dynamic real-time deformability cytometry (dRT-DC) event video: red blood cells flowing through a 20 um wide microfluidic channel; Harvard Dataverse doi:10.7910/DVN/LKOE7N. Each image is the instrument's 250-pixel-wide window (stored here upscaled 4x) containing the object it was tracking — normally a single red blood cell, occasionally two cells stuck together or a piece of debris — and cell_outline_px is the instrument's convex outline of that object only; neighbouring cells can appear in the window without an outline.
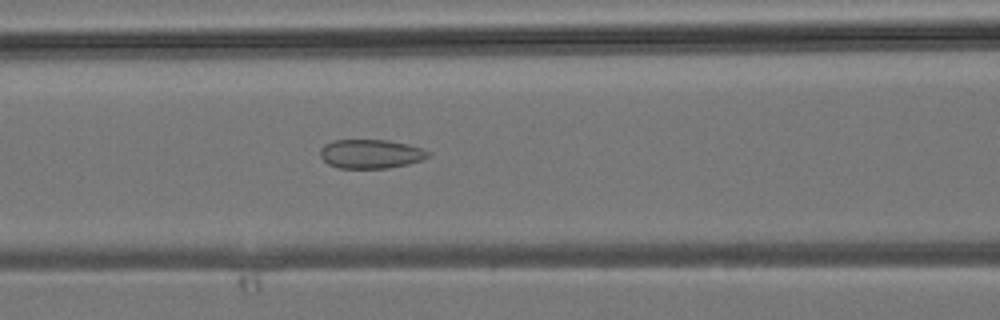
{"species": "common noctule bat (a hibernating species)", "species_latin": "Nyctalus noctula", "temperature_condition": "room temperature", "stored_images_in_passage": 33, "camera_frame_rate_fps": 3000, "um_per_image_px": 0.085, "animal": {"sex": "male", "body_mass_g": 19.2, "forearm_length_mm": 51.8}, "frame": {"image": 1, "passage_image": 14, "time_ms": 4.333, "image_size_px": [1000, 320], "cell_outline_px": [[432, 152], [428, 156], [420, 160], [408, 164], [388, 168], [340, 168], [328, 164], [320, 156], [320, 148], [324, 144], [332, 140], [388, 140], [408, 144]], "centroid_in_image_um": [31.49, 13.07], "position_along_channel_um": 135.1, "area_um2": 18.26}}
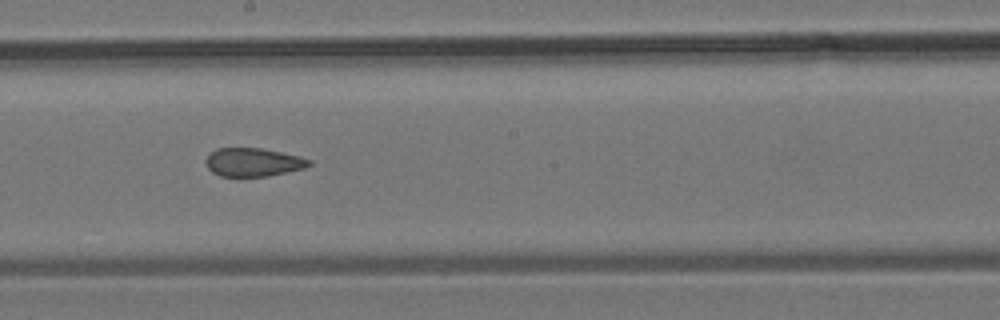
{"frame": {"image": 2, "passage_image": 19, "time_ms": 6.0, "image_size_px": [1000, 320], "cell_outline_px": [[312, 164], [304, 168], [268, 176], [220, 176], [212, 172], [208, 168], [204, 160], [216, 148], [260, 148], [300, 156], [312, 160]], "centroid_in_image_um": [21.52, 13.79], "position_along_channel_um": 226.7, "area_um2": 17.05}}
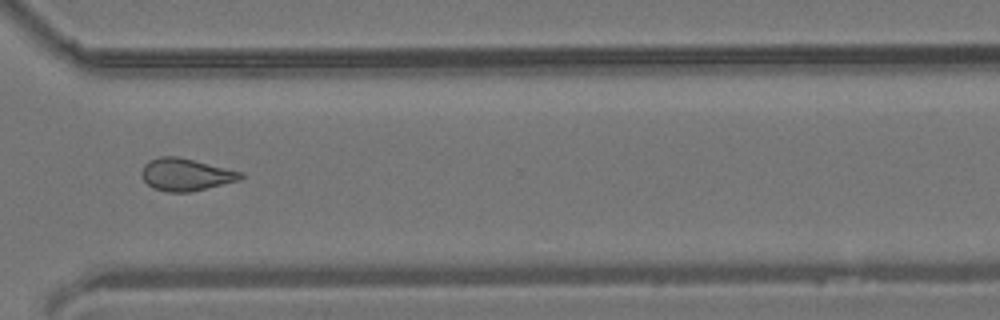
{"frame": {"image": 3, "passage_image": 26, "time_ms": 8.333, "image_size_px": [1000, 320], "cell_outline_px": [[244, 176], [240, 180], [188, 192], [168, 192], [152, 188], [140, 176], [140, 172], [144, 164], [148, 160], [160, 156], [176, 156], [240, 172]], "centroid_in_image_um": [15.71, 14.84], "position_along_channel_um": 354.9, "area_um2": 18.38}}